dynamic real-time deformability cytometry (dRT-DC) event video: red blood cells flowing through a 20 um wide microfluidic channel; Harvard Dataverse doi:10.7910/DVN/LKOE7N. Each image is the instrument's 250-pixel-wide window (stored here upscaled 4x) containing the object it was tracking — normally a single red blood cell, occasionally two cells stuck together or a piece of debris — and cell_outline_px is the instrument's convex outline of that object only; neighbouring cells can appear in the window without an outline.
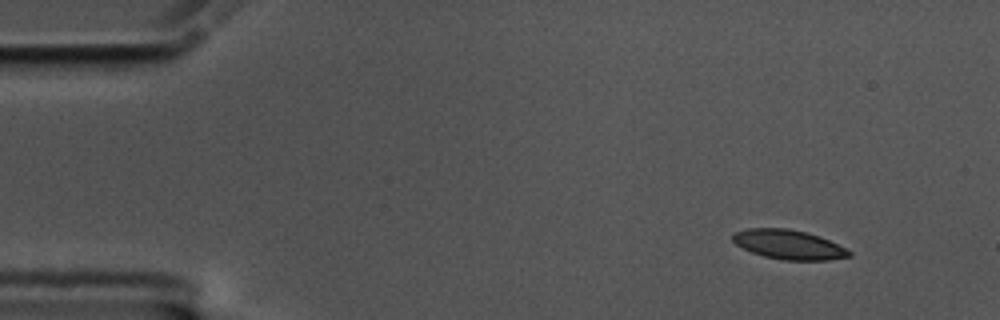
{"species": "common noctule bat (a hibernating species)", "species_latin": "Nyctalus noctula", "temperature_condition": "cold", "stored_images_in_passage": 53, "camera_frame_rate_fps": 3000, "um_per_image_px": 0.085, "animal": {"sex": "male", "body_mass_g": 17.5, "forearm_length_mm": 52.3}, "frame": {"image": 1, "passage_image": 1, "time_ms": 0.0, "image_size_px": [1000, 320], "cell_outline_px": [[852, 256], [828, 260], [784, 260], [764, 256], [752, 252], [736, 244], [732, 240], [732, 232], [748, 228], [788, 228], [820, 236], [852, 252]], "centroid_in_image_um": [67.01, 20.78], "position_along_channel_um": 18.0, "area_um2": 19.83}}
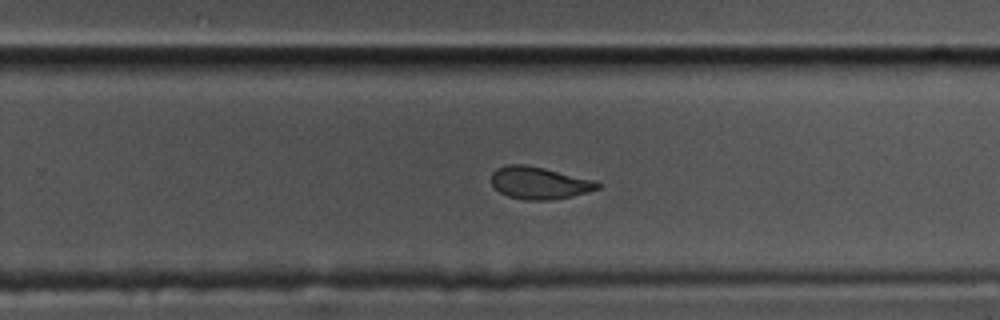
{"frame": {"image": 2, "passage_image": 32, "time_ms": 10.333, "image_size_px": [1000, 320], "cell_outline_px": [[600, 188], [588, 192], [572, 196], [552, 200], [524, 200], [508, 196], [500, 192], [492, 184], [492, 172], [496, 168], [508, 164], [524, 164], [544, 168], [596, 180], [600, 184]], "centroid_in_image_um": [45.85, 15.55], "position_along_channel_um": 283.9, "area_um2": 20.06}}
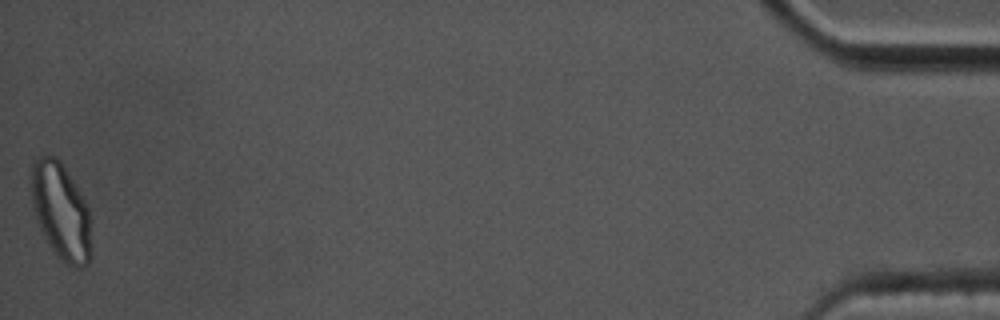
{"frame": {"image": 3, "passage_image": 53, "time_ms": 17.333, "image_size_px": [1000, 320], "cell_outline_px": [[92, 256], [88, 264], [84, 268], [76, 268], [60, 260], [56, 256], [48, 244], [40, 228], [32, 204], [28, 188], [28, 176], [32, 160], [40, 156], [56, 156], [60, 160], [80, 192], [88, 208], [92, 248]], "centroid_in_image_um": [5.14, 17.95], "position_along_channel_um": 430.1, "area_um2": 34.74}, "authors_computed_cell_mechanics": {"area_um2": 21.0392, "velocity_mm_per_s": 3.4694, "shape_relaxation_time_tau1_ms": 5.324, "shape_relaxation_time_tau2_ms": 3.2387, "deformation_change_tau1": 0.1472, "deformation_change_tau2": 0.0734}}